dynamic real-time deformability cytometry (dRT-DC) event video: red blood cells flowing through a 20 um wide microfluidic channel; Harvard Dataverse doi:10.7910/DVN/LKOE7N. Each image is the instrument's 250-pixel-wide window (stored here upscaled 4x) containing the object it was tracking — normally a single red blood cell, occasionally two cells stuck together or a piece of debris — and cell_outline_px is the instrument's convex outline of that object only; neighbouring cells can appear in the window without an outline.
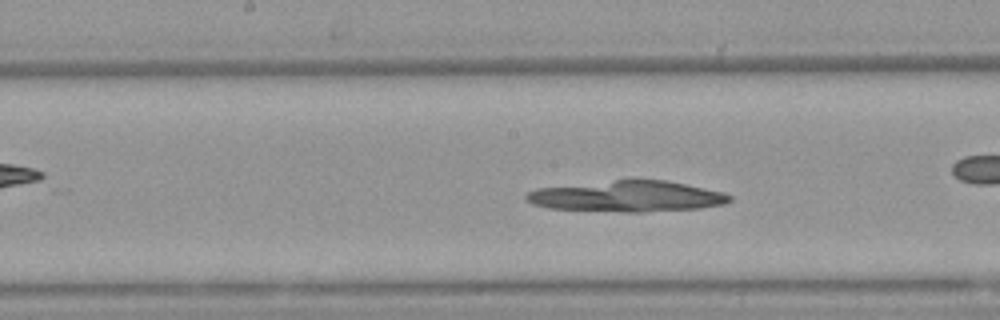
{"species": "Egyptian fruit bat (a non-hibernating species)", "species_latin": "Rousettus aegyptiacus", "temperature_condition": "warm", "stored_images_in_passage": 49, "camera_frame_rate_fps": 3000, "um_per_image_px": 0.085, "animal": {"sex": "female"}, "frame": {"image": 1, "passage_image": 22, "time_ms": 7.0, "image_size_px": [1000, 320], "cell_outline_px": [[732, 200], [724, 204], [700, 208], [644, 212], [624, 212], [548, 208], [532, 204], [524, 200], [524, 196], [528, 192], [536, 188], [632, 176], [664, 180], [724, 192], [732, 196]], "centroid_in_image_um": [53.25, 16.65], "position_along_channel_um": 194.9, "area_um2": 37.97}}